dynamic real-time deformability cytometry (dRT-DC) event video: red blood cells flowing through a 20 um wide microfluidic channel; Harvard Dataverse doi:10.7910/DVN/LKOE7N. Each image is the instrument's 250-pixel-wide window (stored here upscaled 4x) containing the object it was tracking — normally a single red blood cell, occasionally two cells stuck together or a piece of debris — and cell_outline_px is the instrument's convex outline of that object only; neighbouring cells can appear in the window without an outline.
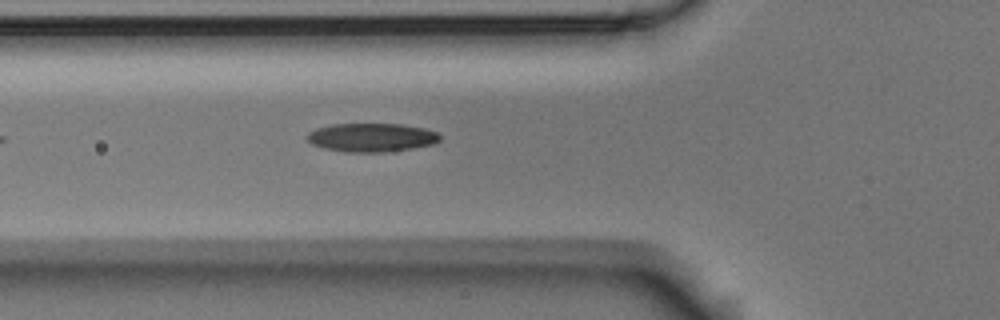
{"species": "Egyptian fruit bat (a non-hibernating species)", "species_latin": "Rousettus aegyptiacus", "temperature_condition": "room temperature", "stored_images_in_passage": 5, "camera_frame_rate_fps": 3000, "um_per_image_px": 0.085, "animal": {"sex": "male"}, "frame": {"image": 1, "passage_image": 5, "time_ms": 5.0, "image_size_px": [1000, 320], "cell_outline_px": [[440, 140], [436, 144], [412, 148], [384, 152], [344, 152], [324, 148], [312, 144], [304, 136], [308, 132], [316, 128], [332, 124], [400, 124], [424, 128], [436, 132], [440, 136]], "centroid_in_image_um": [31.56, 11.68], "position_along_channel_um": 94.2, "area_um2": 22.25}}